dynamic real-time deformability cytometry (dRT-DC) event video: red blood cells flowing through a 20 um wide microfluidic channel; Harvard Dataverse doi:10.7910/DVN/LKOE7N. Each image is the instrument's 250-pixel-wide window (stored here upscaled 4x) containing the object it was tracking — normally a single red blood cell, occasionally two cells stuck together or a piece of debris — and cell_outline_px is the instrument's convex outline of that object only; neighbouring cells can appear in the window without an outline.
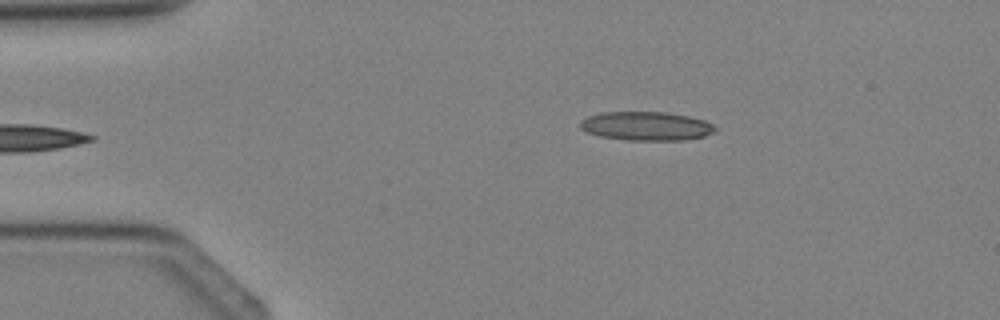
{"species": "Egyptian fruit bat (a non-hibernating species)", "species_latin": "Rousettus aegyptiacus", "temperature_condition": "cold", "stored_images_in_passage": 3, "camera_frame_rate_fps": 3000, "um_per_image_px": 0.085, "animal": {"sex": "female"}, "frame": {"image": 1, "passage_image": 3, "time_ms": 2.333, "image_size_px": [1000, 320], "cell_outline_px": [[716, 132], [704, 136], [684, 140], [628, 140], [600, 136], [588, 132], [580, 128], [580, 120], [588, 116], [600, 112], [668, 112], [688, 116], [704, 120], [712, 124], [716, 128]], "centroid_in_image_um": [54.94, 10.71], "position_along_channel_um": 30.1, "area_um2": 22.72}}